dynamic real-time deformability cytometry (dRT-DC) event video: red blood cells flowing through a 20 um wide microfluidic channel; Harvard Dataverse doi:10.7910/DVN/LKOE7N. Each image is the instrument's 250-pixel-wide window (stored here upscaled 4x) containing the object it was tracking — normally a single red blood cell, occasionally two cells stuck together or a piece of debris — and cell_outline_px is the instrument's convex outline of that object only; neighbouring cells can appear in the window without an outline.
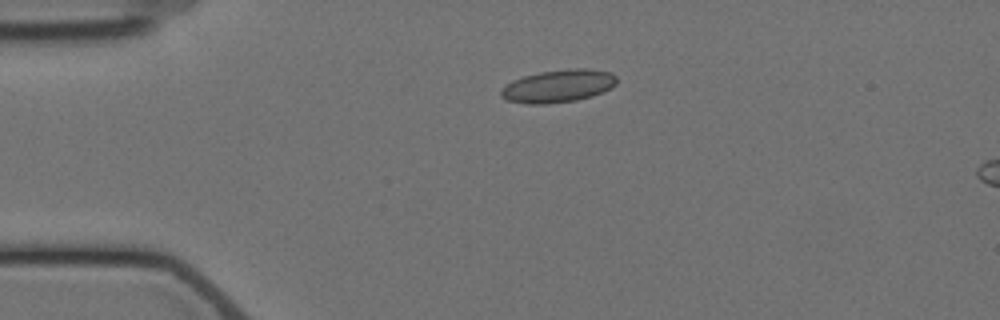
{"species": "Egyptian fruit bat (a non-hibernating species)", "species_latin": "Rousettus aegyptiacus", "temperature_condition": "cold", "stored_images_in_passage": 3, "camera_frame_rate_fps": 3000, "um_per_image_px": 0.085, "animal": {"sex": "female"}, "frame": {"image": 1, "passage_image": 1, "time_ms": 0.0, "image_size_px": [1000, 320], "cell_outline_px": [[616, 84], [612, 88], [592, 96], [576, 100], [544, 104], [528, 104], [508, 100], [500, 96], [500, 88], [512, 80], [524, 76], [540, 72], [568, 68], [588, 68], [612, 72], [616, 76]], "centroid_in_image_um": [47.45, 7.3], "position_along_channel_um": 37.5, "area_um2": 22.25}}